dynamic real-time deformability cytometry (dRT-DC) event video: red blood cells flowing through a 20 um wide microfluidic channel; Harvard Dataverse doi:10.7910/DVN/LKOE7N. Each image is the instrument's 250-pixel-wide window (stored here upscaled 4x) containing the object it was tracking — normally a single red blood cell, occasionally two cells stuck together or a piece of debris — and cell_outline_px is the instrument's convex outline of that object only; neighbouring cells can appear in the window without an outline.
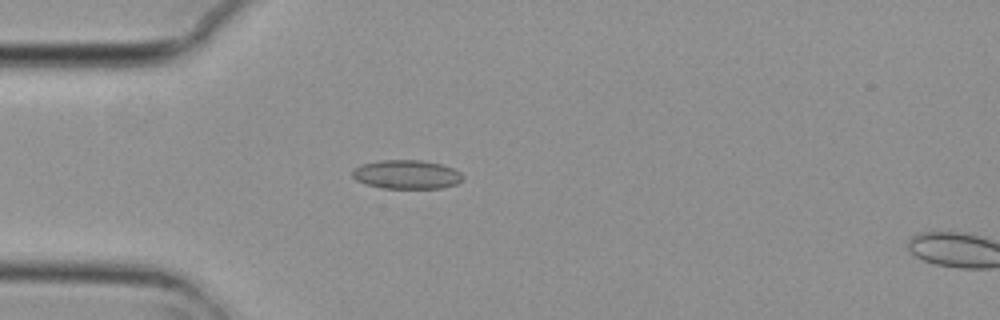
{"species": "common noctule bat (a hibernating species)", "species_latin": "Nyctalus noctula", "temperature_condition": "cold", "stored_images_in_passage": 3, "camera_frame_rate_fps": 3000, "um_per_image_px": 0.085, "animal": {"sex": "female", "body_mass_g": 29.2, "forearm_length_mm": 56.3}, "frame": {"image": 1, "passage_image": 2, "time_ms": 0.333, "image_size_px": [1000, 320], "cell_outline_px": [[464, 176], [456, 184], [440, 188], [380, 188], [364, 184], [356, 180], [352, 176], [352, 172], [360, 164], [380, 160], [420, 160], [440, 164], [452, 168], [460, 172]], "centroid_in_image_um": [34.53, 14.83], "position_along_channel_um": 50.5, "area_um2": 18.55}}